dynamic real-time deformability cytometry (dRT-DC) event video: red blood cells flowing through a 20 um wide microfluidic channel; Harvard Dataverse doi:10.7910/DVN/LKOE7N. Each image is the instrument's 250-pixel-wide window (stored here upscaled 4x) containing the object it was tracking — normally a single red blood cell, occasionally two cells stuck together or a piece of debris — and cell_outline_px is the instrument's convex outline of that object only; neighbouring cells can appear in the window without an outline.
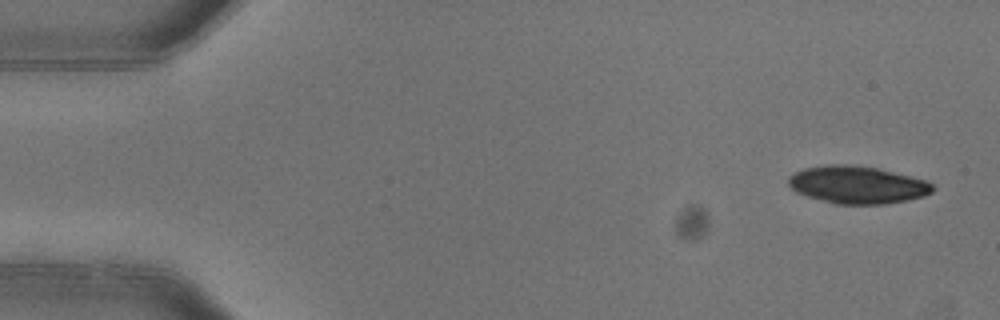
{"species": "common noctule bat (a hibernating species)", "species_latin": "Nyctalus noctula", "temperature_condition": "warm", "stored_images_in_passage": 3, "camera_frame_rate_fps": 3000, "um_per_image_px": 0.085, "animal": {"sex": "female"}, "frame": {"image": 1, "passage_image": 1, "time_ms": 0.0, "image_size_px": [1000, 320], "cell_outline_px": [[936, 188], [932, 192], [924, 196], [884, 204], [836, 204], [808, 196], [796, 192], [788, 184], [788, 176], [804, 168], [828, 164], [852, 164], [876, 168], [928, 180]], "centroid_in_image_um": [72.88, 15.7], "position_along_channel_um": 12.1, "area_um2": 31.5}}
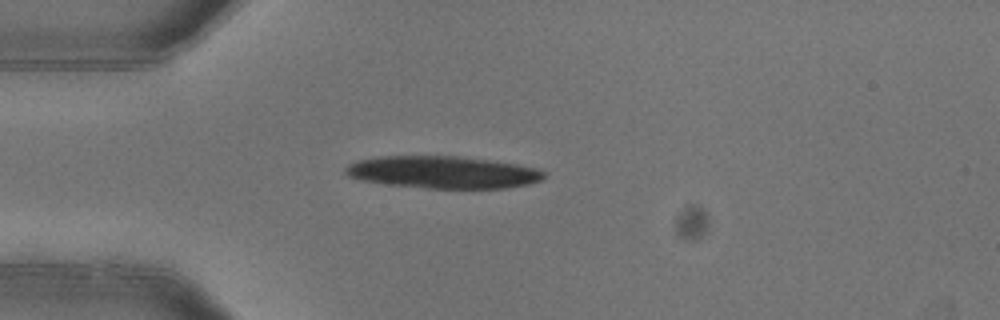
{"frame": {"image": 2, "passage_image": 3, "time_ms": 0.667, "image_size_px": [1000, 320], "cell_outline_px": [[548, 172], [540, 180], [528, 184], [504, 188], [424, 188], [384, 184], [360, 180], [348, 176], [344, 172], [344, 168], [348, 164], [356, 160], [380, 156], [460, 156], [516, 164], [536, 168]], "centroid_in_image_um": [37.59, 14.64], "position_along_channel_um": 47.4, "area_um2": 37.45}}